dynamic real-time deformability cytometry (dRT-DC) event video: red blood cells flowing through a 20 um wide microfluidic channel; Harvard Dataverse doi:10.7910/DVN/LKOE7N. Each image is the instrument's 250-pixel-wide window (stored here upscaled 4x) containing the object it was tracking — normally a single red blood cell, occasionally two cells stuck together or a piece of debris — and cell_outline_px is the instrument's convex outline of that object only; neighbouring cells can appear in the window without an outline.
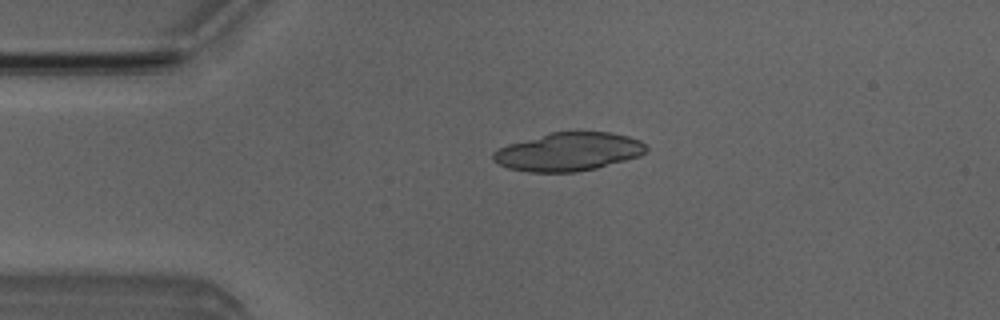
{"species": "Egyptian fruit bat (a non-hibernating species)", "species_latin": "Rousettus aegyptiacus", "temperature_condition": "room temperature", "stored_images_in_passage": 6, "camera_frame_rate_fps": 3000, "um_per_image_px": 0.085, "animal": {"sex": "male"}, "frame": {"image": 1, "passage_image": 4, "time_ms": 3.333, "image_size_px": [1000, 320], "cell_outline_px": [[648, 148], [640, 156], [596, 168], [576, 172], [528, 172], [508, 168], [492, 160], [492, 152], [508, 144], [552, 132], [612, 132], [628, 136], [640, 140]], "centroid_in_image_um": [48.32, 12.9], "position_along_channel_um": 36.7, "area_um2": 34.04}}